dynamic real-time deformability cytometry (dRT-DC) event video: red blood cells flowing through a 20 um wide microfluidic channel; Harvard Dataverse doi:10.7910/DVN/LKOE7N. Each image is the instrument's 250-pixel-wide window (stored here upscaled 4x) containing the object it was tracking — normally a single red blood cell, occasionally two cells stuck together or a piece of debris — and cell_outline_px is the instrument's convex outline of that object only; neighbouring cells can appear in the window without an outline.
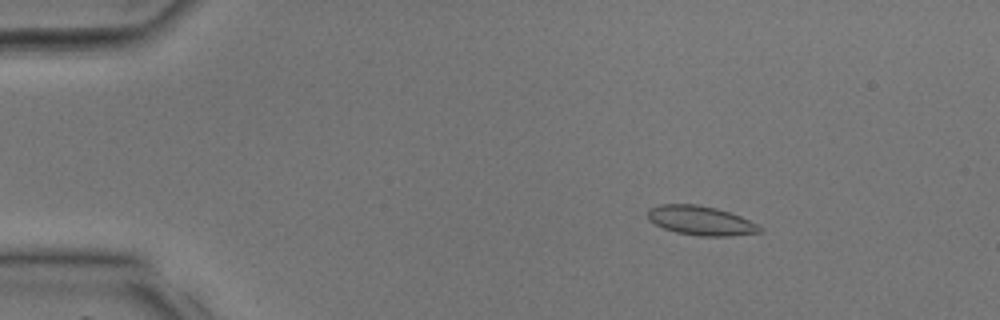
{"species": "common noctule bat (a hibernating species)", "species_latin": "Nyctalus noctula", "temperature_condition": "room temperature", "stored_images_in_passage": 34, "camera_frame_rate_fps": 3000, "um_per_image_px": 0.085, "animal": {"sex": "male", "body_mass_g": 17.9, "forearm_length_mm": 54.2}, "frame": {"image": 1, "passage_image": 2, "time_ms": 0.333, "image_size_px": [1000, 320], "cell_outline_px": [[764, 232], [728, 236], [700, 236], [676, 232], [664, 228], [648, 220], [648, 208], [660, 204], [696, 204], [716, 208], [740, 216], [764, 228]], "centroid_in_image_um": [59.57, 18.75], "position_along_channel_um": 25.4, "area_um2": 19.07}}
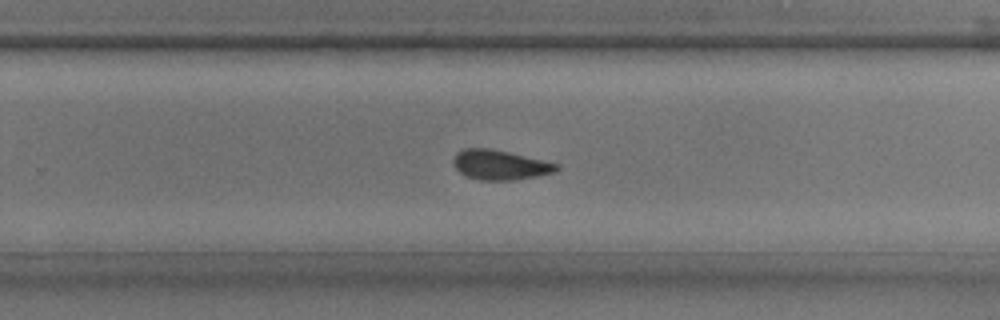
{"frame": {"image": 2, "passage_image": 21, "time_ms": 6.667, "image_size_px": [1000, 320], "cell_outline_px": [[560, 168], [552, 172], [536, 176], [512, 180], [480, 180], [468, 176], [460, 172], [452, 164], [452, 160], [456, 152], [464, 148], [492, 148], [544, 160], [560, 164]], "centroid_in_image_um": [42.48, 14.0], "position_along_channel_um": 287.3, "area_um2": 17.92}}
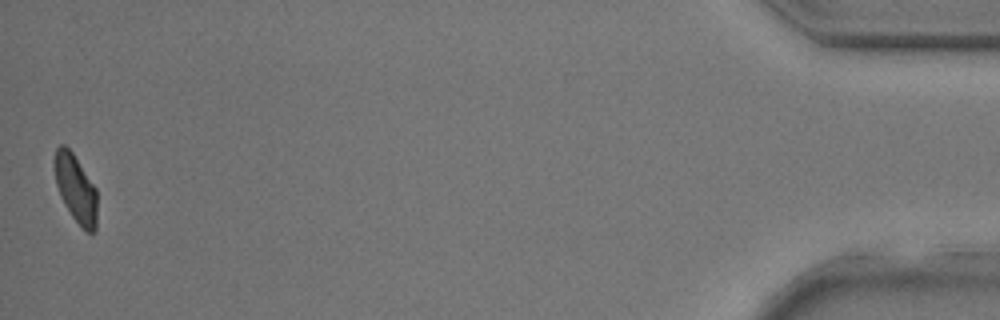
{"frame": {"image": 3, "passage_image": 34, "time_ms": 11.0, "image_size_px": [1000, 320], "cell_outline_px": [[96, 232], [88, 232], [72, 216], [64, 204], [60, 196], [56, 184], [52, 164], [56, 148], [60, 144], [64, 144], [72, 152], [96, 188]], "centroid_in_image_um": [6.4, 15.98], "position_along_channel_um": 428.8, "area_um2": 16.82}}